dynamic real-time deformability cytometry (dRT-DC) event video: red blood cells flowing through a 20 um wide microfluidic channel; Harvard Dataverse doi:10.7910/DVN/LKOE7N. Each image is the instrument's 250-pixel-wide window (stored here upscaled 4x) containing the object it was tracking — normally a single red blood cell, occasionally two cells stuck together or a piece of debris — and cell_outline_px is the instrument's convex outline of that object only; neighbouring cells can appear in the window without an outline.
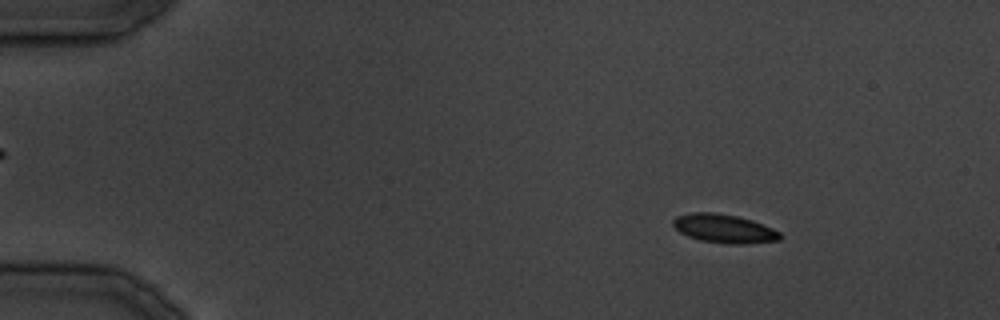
{"species": "common noctule bat (a hibernating species)", "species_latin": "Nyctalus noctula", "temperature_condition": "cold", "stored_images_in_passage": 26, "camera_frame_rate_fps": 3000, "um_per_image_px": 0.085, "animal": {"sex": "male", "body_mass_g": 19.5, "forearm_length_mm": 54.6}, "frame": {"image": 1, "passage_image": 5, "time_ms": 4.667, "image_size_px": [1000, 320], "cell_outline_px": [[780, 240], [748, 244], [724, 244], [700, 240], [688, 236], [680, 232], [672, 224], [672, 220], [676, 216], [692, 212], [712, 212], [736, 216], [752, 220], [772, 228], [780, 232]], "centroid_in_image_um": [61.54, 19.44], "position_along_channel_um": 23.5, "area_um2": 17.92}}
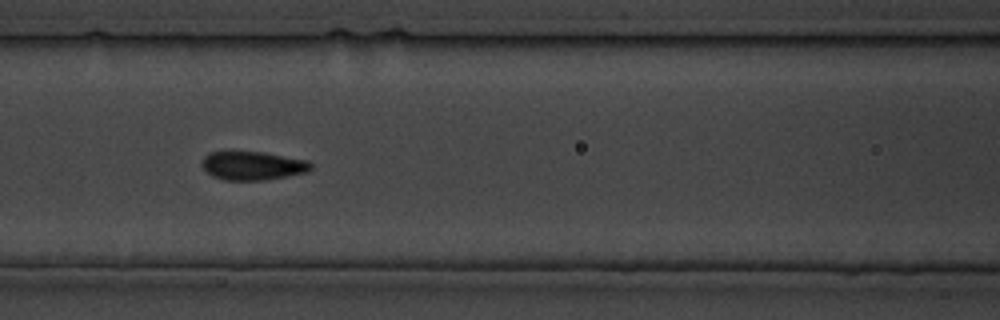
{"frame": {"image": 2, "passage_image": 16, "time_ms": 18.0, "image_size_px": [1000, 320], "cell_outline_px": [[312, 168], [308, 172], [264, 180], [224, 180], [212, 176], [200, 164], [200, 160], [208, 152], [228, 148], [264, 152], [308, 160], [312, 164]], "centroid_in_image_um": [21.4, 14.02], "position_along_channel_um": 145.2, "area_um2": 19.07}}
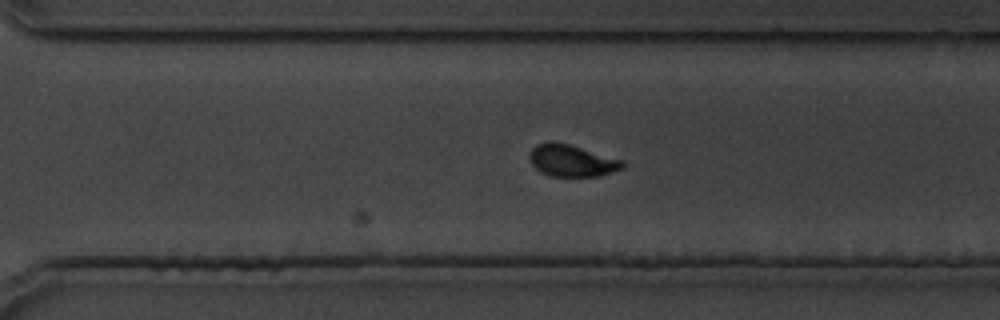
{"frame": {"image": 3, "passage_image": 25, "time_ms": 29.333, "image_size_px": [1000, 320], "cell_outline_px": [[624, 168], [600, 176], [548, 176], [540, 172], [532, 164], [528, 156], [532, 148], [536, 144], [548, 140], [552, 140], [568, 144], [624, 160]], "centroid_in_image_um": [48.58, 13.64], "position_along_channel_um": 322.0, "area_um2": 17.46}}